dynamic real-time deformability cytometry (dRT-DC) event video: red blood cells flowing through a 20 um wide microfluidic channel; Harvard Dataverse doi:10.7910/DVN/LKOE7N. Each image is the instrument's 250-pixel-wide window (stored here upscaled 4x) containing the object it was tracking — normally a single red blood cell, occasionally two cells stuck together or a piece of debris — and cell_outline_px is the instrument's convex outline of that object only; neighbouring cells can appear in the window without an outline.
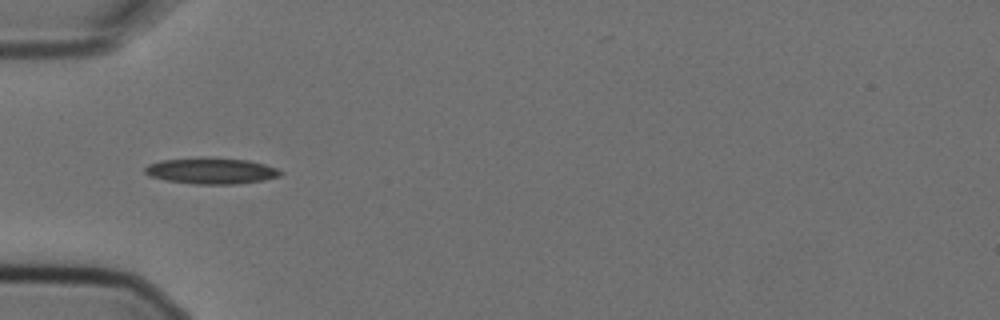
{"species": "Egyptian fruit bat (a non-hibernating species)", "species_latin": "Rousettus aegyptiacus", "temperature_condition": "cold", "stored_images_in_passage": 2, "camera_frame_rate_fps": 3000, "um_per_image_px": 0.085, "animal": {"sex": "female"}, "frame": {"image": 1, "passage_image": 1, "time_ms": 0.0, "image_size_px": [1000, 320], "cell_outline_px": [[284, 172], [280, 176], [264, 180], [236, 184], [196, 184], [164, 180], [148, 176], [144, 172], [144, 168], [148, 164], [160, 160], [204, 156], [248, 160], [264, 164], [276, 168]], "centroid_in_image_um": [17.92, 14.51], "position_along_channel_um": 67.1, "area_um2": 21.04}}
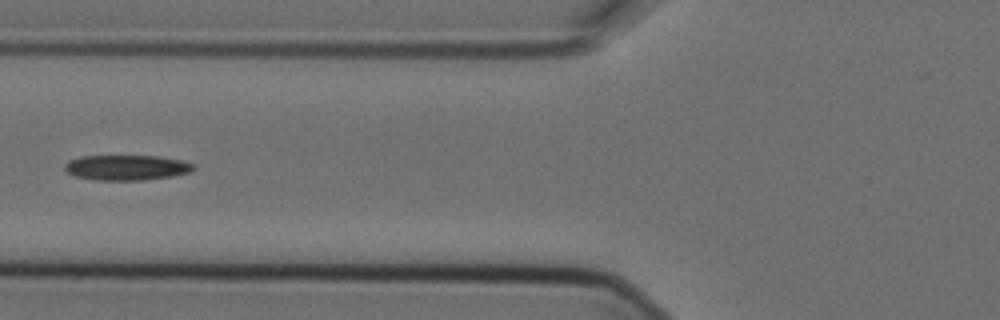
{"frame": {"image": 2, "passage_image": 2, "time_ms": 0.333, "image_size_px": [1000, 320], "cell_outline_px": [[196, 168], [192, 172], [172, 176], [144, 180], [96, 180], [76, 176], [68, 172], [64, 168], [64, 164], [68, 160], [80, 156], [160, 156], [180, 160], [196, 164]], "centroid_in_image_um": [10.79, 14.24], "position_along_channel_um": 115.0, "area_um2": 19.07}}